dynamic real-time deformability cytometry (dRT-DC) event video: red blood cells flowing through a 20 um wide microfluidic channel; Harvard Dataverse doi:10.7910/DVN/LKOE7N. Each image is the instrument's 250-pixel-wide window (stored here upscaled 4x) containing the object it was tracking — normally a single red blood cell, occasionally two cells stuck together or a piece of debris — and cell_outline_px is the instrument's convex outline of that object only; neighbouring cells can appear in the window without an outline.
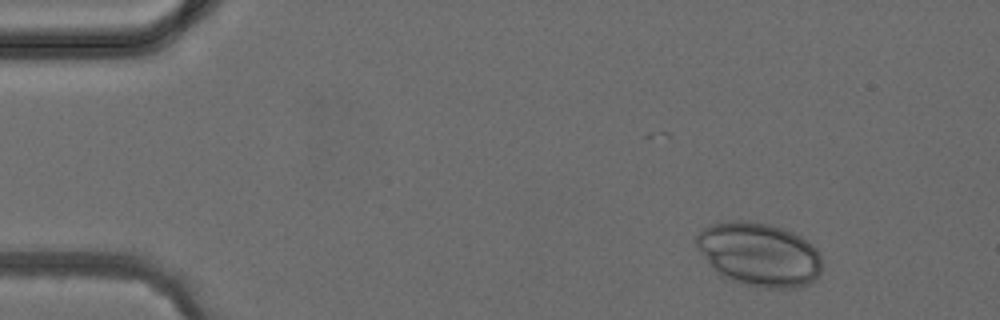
{"species": "common noctule bat (a hibernating species)", "species_latin": "Nyctalus noctula", "temperature_condition": "cold", "stored_images_in_passage": 3, "camera_frame_rate_fps": 3000, "um_per_image_px": 0.085, "animal": {"sex": "female", "body_mass_g": 24.6, "forearm_length_mm": 56.2}, "frame": {"image": 1, "passage_image": 1, "time_ms": 0.0, "image_size_px": [1000, 320], "cell_outline_px": [[820, 272], [808, 284], [796, 288], [756, 288], [720, 276], [708, 264], [696, 244], [696, 236], [704, 228], [712, 224], [728, 220], [744, 220], [768, 224], [792, 232], [800, 236], [812, 244], [820, 252]], "centroid_in_image_um": [64.51, 21.63], "position_along_channel_um": 20.5, "area_um2": 46.64}}